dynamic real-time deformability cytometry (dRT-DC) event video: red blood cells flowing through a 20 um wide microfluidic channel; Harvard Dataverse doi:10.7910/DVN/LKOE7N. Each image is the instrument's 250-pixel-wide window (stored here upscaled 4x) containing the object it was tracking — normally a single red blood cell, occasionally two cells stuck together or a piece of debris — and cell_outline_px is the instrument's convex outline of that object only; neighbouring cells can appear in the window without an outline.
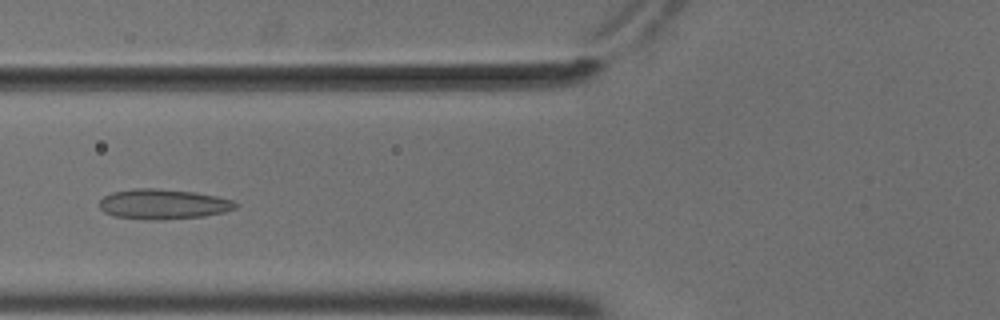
{"species": "common noctule bat (a hibernating species)", "species_latin": "Nyctalus noctula", "temperature_condition": "cold", "stored_images_in_passage": 56, "camera_frame_rate_fps": 3000, "um_per_image_px": 0.085, "animal": {"sex": "male", "body_mass_g": 18.8}, "frame": {"image": 1, "passage_image": 23, "time_ms": 7.333, "image_size_px": [1000, 320], "cell_outline_px": [[240, 204], [236, 208], [224, 212], [204, 216], [112, 216], [104, 212], [100, 208], [100, 200], [104, 196], [112, 192], [136, 188], [160, 188], [196, 192], [216, 196], [232, 200]], "centroid_in_image_um": [13.91, 17.27], "position_along_channel_um": 111.9, "area_um2": 22.6}}
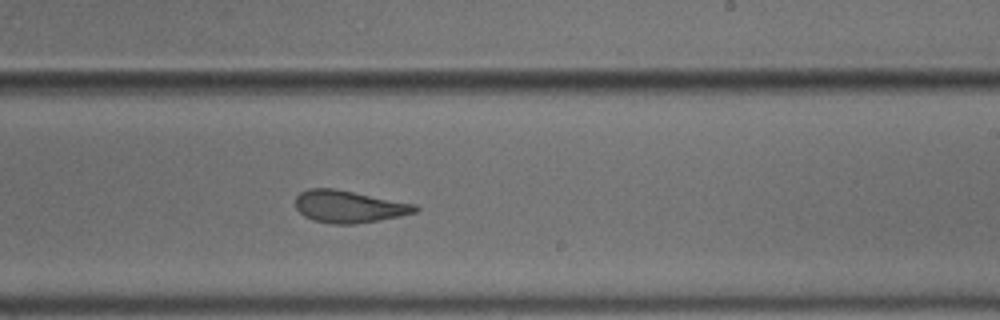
{"frame": {"image": 2, "passage_image": 35, "time_ms": 11.333, "image_size_px": [1000, 320], "cell_outline_px": [[420, 208], [416, 212], [400, 216], [356, 224], [332, 224], [312, 220], [304, 216], [296, 208], [296, 196], [300, 192], [308, 188], [336, 188], [416, 204]], "centroid_in_image_um": [29.65, 17.55], "position_along_channel_um": 259.3, "area_um2": 22.66}}
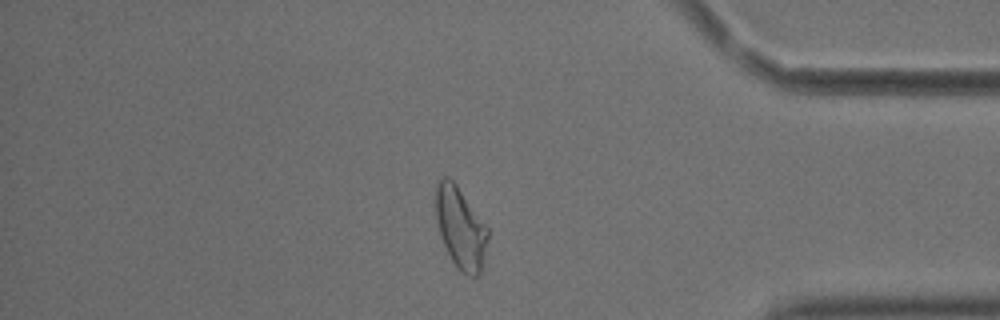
{"frame": {"image": 3, "passage_image": 48, "time_ms": 15.667, "image_size_px": [1000, 320], "cell_outline_px": [[488, 240], [480, 276], [468, 276], [460, 272], [456, 268], [444, 244], [436, 220], [436, 184], [444, 176], [448, 176], [456, 184], [488, 228]], "centroid_in_image_um": [39.16, 19.4], "position_along_channel_um": 396.0, "area_um2": 24.57}, "authors_computed_cell_mechanics": {"area_um2": 25.3164, "velocity_mm_per_s": 3.6728, "shape_relaxation_time_tau1_ms": 4.2448, "shape_relaxation_time_tau2_ms": 1.6745, "deformation_change_tau1": 0.1246, "deformation_change_tau2": 0.0678}}